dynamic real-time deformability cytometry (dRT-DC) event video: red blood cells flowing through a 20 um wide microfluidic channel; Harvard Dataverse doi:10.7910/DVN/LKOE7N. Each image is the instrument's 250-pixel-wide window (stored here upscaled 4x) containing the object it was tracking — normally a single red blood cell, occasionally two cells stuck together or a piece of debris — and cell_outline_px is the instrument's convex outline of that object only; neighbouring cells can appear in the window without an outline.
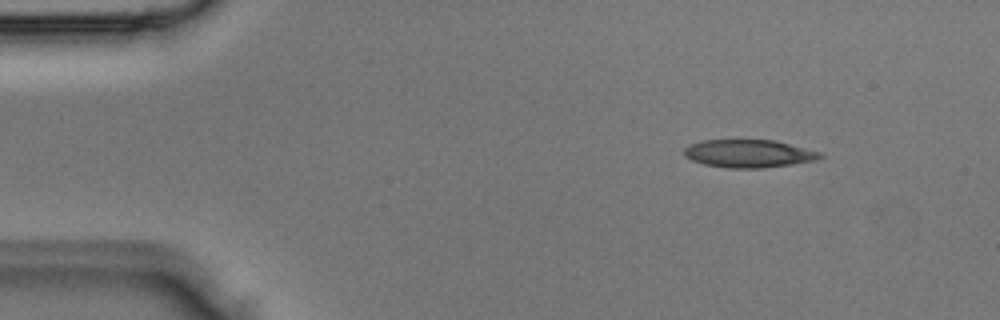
{"species": "Egyptian fruit bat (a non-hibernating species)", "species_latin": "Rousettus aegyptiacus", "temperature_condition": "room temperature", "stored_images_in_passage": 4, "camera_frame_rate_fps": 3000, "um_per_image_px": 0.085, "animal": {"sex": "male"}, "frame": {"image": 1, "passage_image": 2, "time_ms": 0.333, "image_size_px": [1000, 320], "cell_outline_px": [[824, 156], [816, 160], [792, 164], [764, 168], [728, 168], [704, 164], [692, 160], [684, 156], [684, 148], [688, 144], [704, 140], [776, 140], [820, 152]], "centroid_in_image_um": [63.63, 13.05], "position_along_channel_um": 21.4, "area_um2": 22.14}}
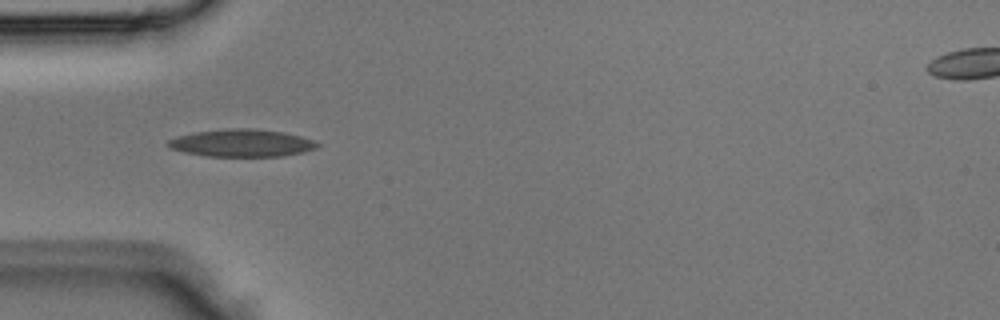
{"frame": {"image": 2, "passage_image": 4, "time_ms": 1.0, "image_size_px": [1000, 320], "cell_outline_px": [[320, 144], [316, 148], [304, 152], [284, 156], [208, 156], [184, 152], [172, 148], [164, 144], [168, 140], [176, 136], [196, 132], [228, 128], [256, 128], [284, 132], [316, 140]], "centroid_in_image_um": [20.57, 12.15], "position_along_channel_um": 64.4, "area_um2": 24.04}}